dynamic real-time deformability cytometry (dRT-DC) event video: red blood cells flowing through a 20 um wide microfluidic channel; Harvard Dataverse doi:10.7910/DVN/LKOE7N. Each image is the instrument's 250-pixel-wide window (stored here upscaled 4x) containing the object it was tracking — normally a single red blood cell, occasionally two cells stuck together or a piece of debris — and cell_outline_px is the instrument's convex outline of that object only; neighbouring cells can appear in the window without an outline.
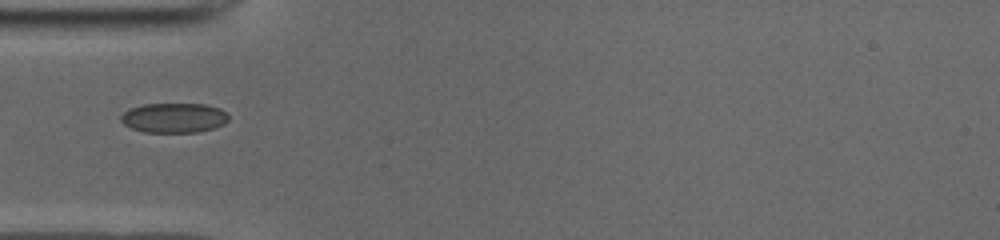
{"species": "common noctule bat (a hibernating species)", "species_latin": "Nyctalus noctula", "temperature_condition": "cold", "stored_images_in_passage": 34, "camera_frame_rate_fps": 3000, "um_per_image_px": 0.085, "animal": {"sex": "male", "body_mass_g": 19.0, "forearm_length_mm": 50.8}, "frame": {"image": 1, "passage_image": 1, "time_ms": 0.0, "image_size_px": [1000, 240], "cell_outline_px": [[228, 120], [224, 124], [212, 128], [196, 132], [144, 132], [132, 128], [124, 124], [120, 120], [120, 116], [124, 112], [132, 108], [144, 104], [204, 104], [220, 108], [228, 116]], "centroid_in_image_um": [14.78, 10.01], "position_along_channel_um": 70.2, "area_um2": 18.5}}
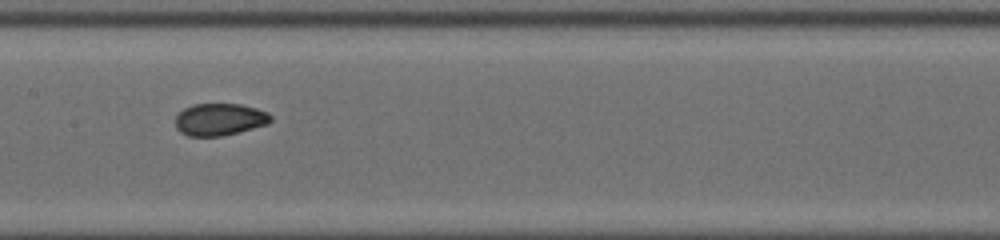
{"frame": {"image": 2, "passage_image": 10, "time_ms": 3.0, "image_size_px": [1000, 240], "cell_outline_px": [[272, 120], [268, 124], [220, 136], [188, 136], [180, 132], [176, 128], [176, 116], [184, 108], [192, 104], [240, 104], [256, 108], [268, 112], [272, 116]], "centroid_in_image_um": [18.66, 10.14], "position_along_channel_um": 188.7, "area_um2": 17.8}}
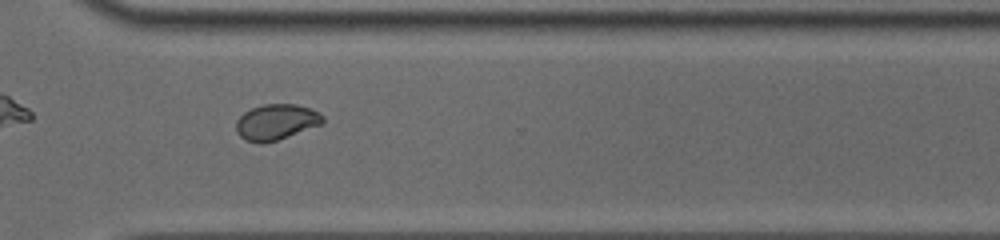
{"frame": {"image": 3, "passage_image": 22, "time_ms": 7.0, "image_size_px": [1000, 240], "cell_outline_px": [[324, 120], [320, 124], [276, 140], [260, 144], [244, 140], [236, 132], [236, 120], [244, 112], [252, 108], [264, 104], [296, 104], [308, 108], [324, 116]], "centroid_in_image_um": [23.41, 10.37], "position_along_channel_um": 347.2, "area_um2": 17.74}}